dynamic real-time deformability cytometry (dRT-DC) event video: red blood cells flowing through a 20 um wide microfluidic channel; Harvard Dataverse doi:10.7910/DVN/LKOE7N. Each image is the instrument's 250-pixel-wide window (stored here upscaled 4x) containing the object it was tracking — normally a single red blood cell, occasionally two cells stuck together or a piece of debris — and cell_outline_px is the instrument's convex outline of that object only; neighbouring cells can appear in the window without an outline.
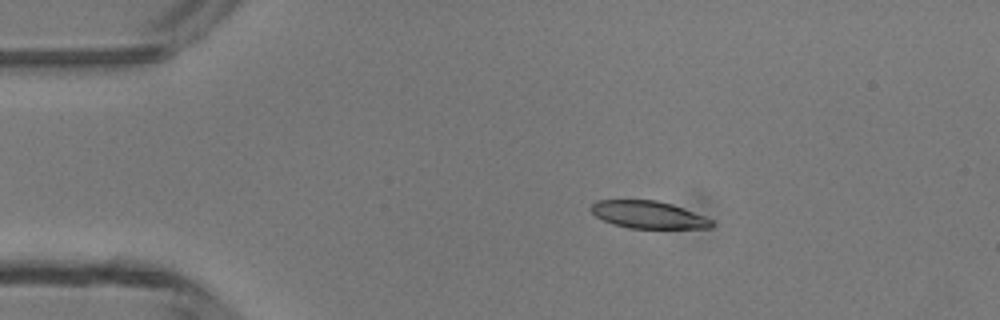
{"species": "common noctule bat (a hibernating species)", "species_latin": "Nyctalus noctula", "temperature_condition": "room temperature", "stored_images_in_passage": 4, "camera_frame_rate_fps": 3000, "um_per_image_px": 0.085, "animal": {"sex": "male", "body_mass_g": 13.3}, "frame": {"image": 1, "passage_image": 2, "time_ms": 1.333, "image_size_px": [1000, 320], "cell_outline_px": [[712, 228], [628, 228], [612, 224], [596, 216], [588, 208], [596, 200], [656, 200], [672, 204], [684, 208], [704, 216], [712, 220]], "centroid_in_image_um": [55.08, 18.25], "position_along_channel_um": 29.9, "area_um2": 19.25}}
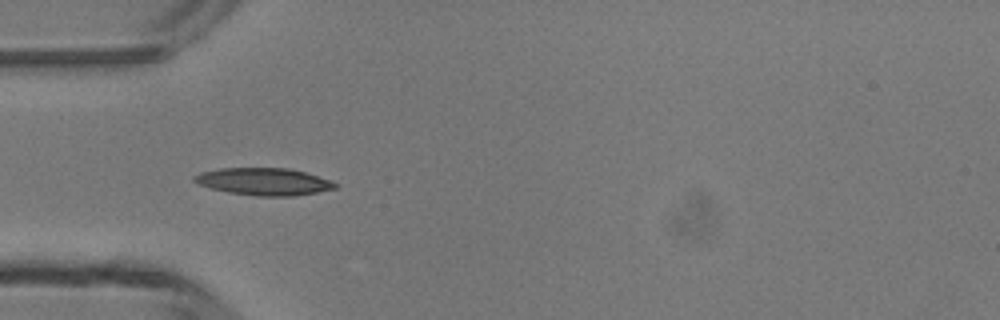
{"frame": {"image": 2, "passage_image": 3, "time_ms": 3.333, "image_size_px": [1000, 320], "cell_outline_px": [[336, 188], [316, 192], [292, 196], [256, 196], [228, 192], [212, 188], [200, 184], [192, 180], [192, 176], [200, 172], [220, 168], [288, 168], [304, 172], [332, 180], [336, 184]], "centroid_in_image_um": [22.4, 15.43], "position_along_channel_um": 62.6, "area_um2": 22.25}}
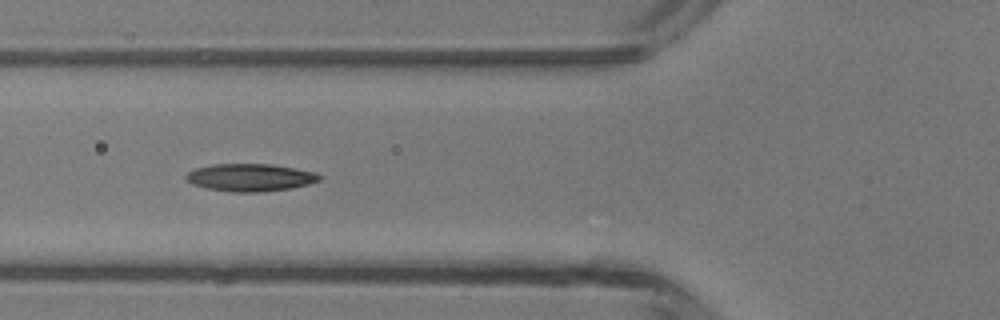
{"frame": {"image": 3, "passage_image": 4, "time_ms": 4.333, "image_size_px": [1000, 320], "cell_outline_px": [[324, 176], [320, 180], [308, 184], [292, 188], [264, 192], [228, 192], [204, 188], [192, 184], [184, 180], [184, 176], [188, 172], [196, 168], [212, 164], [272, 164], [316, 172]], "centroid_in_image_um": [21.25, 15.09], "position_along_channel_um": 104.5, "area_um2": 21.79}}